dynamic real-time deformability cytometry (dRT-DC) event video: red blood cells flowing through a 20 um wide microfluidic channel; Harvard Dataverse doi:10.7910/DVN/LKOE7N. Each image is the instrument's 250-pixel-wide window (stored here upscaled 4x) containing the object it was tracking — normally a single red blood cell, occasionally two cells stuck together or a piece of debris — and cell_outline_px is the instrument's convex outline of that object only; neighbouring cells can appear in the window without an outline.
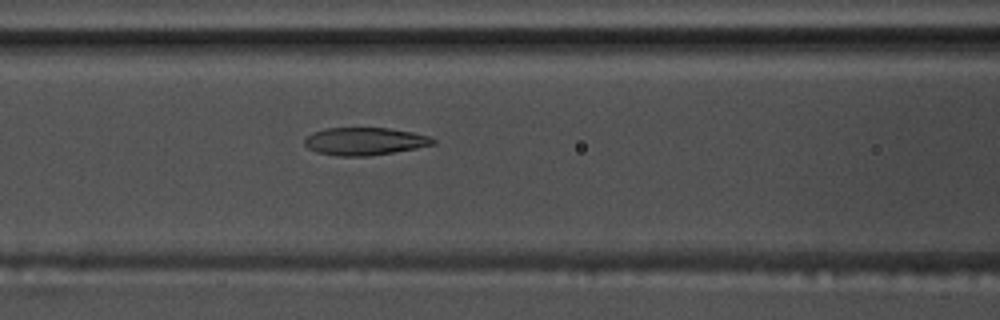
{"species": "common noctule bat (a hibernating species)", "species_latin": "Nyctalus noctula", "temperature_condition": "warm", "stored_images_in_passage": 56, "camera_frame_rate_fps": 3000, "um_per_image_px": 0.085, "animal": {"sex": "male", "body_mass_g": 17.5, "forearm_length_mm": 52.3}, "frame": {"image": 1, "passage_image": 24, "time_ms": 7.667, "image_size_px": [1000, 320], "cell_outline_px": [[436, 144], [416, 148], [368, 156], [336, 156], [316, 152], [308, 148], [304, 144], [304, 140], [312, 132], [324, 128], [388, 128], [412, 132], [428, 136], [436, 140]], "centroid_in_image_um": [30.97, 12.01], "position_along_channel_um": 135.6, "area_um2": 20.69}}
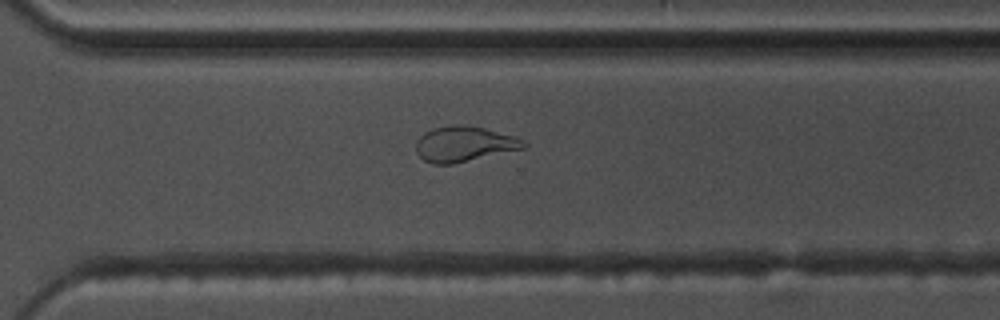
{"frame": {"image": 2, "passage_image": 40, "time_ms": 13.0, "image_size_px": [1000, 320], "cell_outline_px": [[528, 148], [452, 164], [432, 164], [424, 160], [416, 152], [416, 140], [424, 132], [432, 128], [456, 124], [484, 128], [516, 136], [524, 140], [528, 144]], "centroid_in_image_um": [39.49, 12.24], "position_along_channel_um": 331.1, "area_um2": 22.43}}
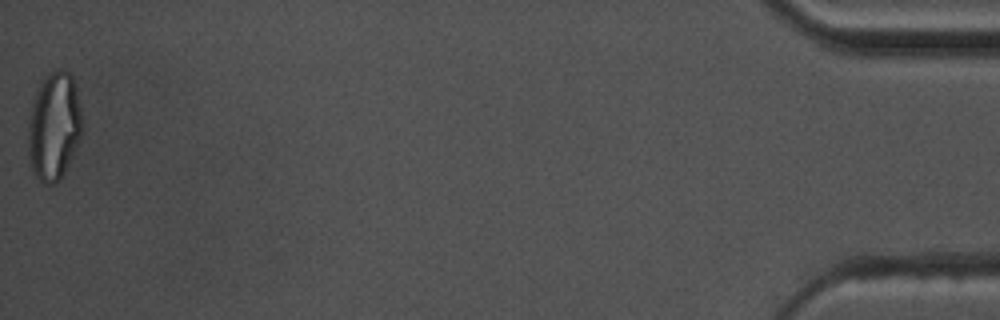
{"frame": {"image": 3, "passage_image": 56, "time_ms": 18.333, "image_size_px": [1000, 320], "cell_outline_px": [[84, 128], [80, 140], [64, 172], [52, 184], [44, 184], [36, 176], [32, 168], [28, 152], [28, 120], [32, 104], [36, 92], [44, 76], [56, 68], [64, 68], [72, 76], [84, 120]], "centroid_in_image_um": [4.61, 10.68], "position_along_channel_um": 430.6, "area_um2": 34.22}, "authors_computed_cell_mechanics": {"area_um2": 22.6576, "velocity_mm_per_s": 3.6745, "shape_relaxation_time_tau1_ms": 10.2451, "shape_relaxation_time_tau2_ms": 1.9677, "deformation_change_tau1": 0.3216, "deformation_change_tau2": 0.1013}}